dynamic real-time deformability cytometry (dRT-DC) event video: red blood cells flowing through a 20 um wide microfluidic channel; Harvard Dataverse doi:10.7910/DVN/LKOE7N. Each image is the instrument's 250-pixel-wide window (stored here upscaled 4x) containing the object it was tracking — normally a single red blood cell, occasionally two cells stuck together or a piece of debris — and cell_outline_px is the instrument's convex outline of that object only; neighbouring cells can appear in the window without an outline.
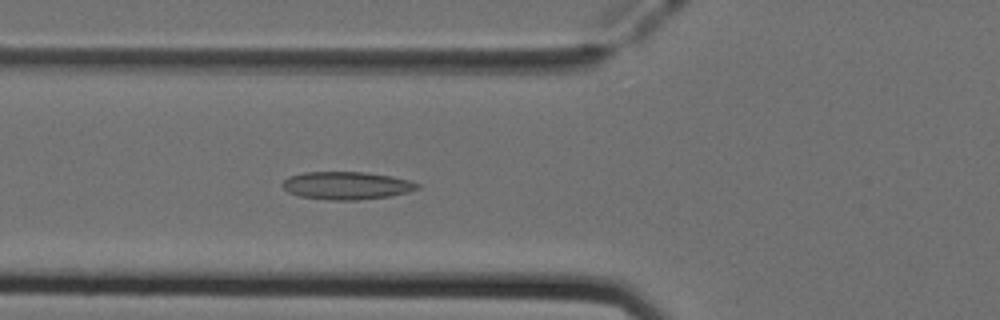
{"species": "Egyptian fruit bat (a non-hibernating species)", "species_latin": "Rousettus aegyptiacus", "temperature_condition": "cold", "stored_images_in_passage": 38, "camera_frame_rate_fps": 3000, "um_per_image_px": 0.085, "animal": {"sex": "female"}, "frame": {"image": 1, "passage_image": 6, "time_ms": 1.667, "image_size_px": [1000, 320], "cell_outline_px": [[420, 188], [408, 192], [388, 196], [356, 200], [332, 200], [300, 196], [288, 192], [280, 184], [288, 176], [304, 172], [364, 172], [392, 176], [408, 180], [420, 184]], "centroid_in_image_um": [29.45, 15.76], "position_along_channel_um": 96.4, "area_um2": 21.79}}
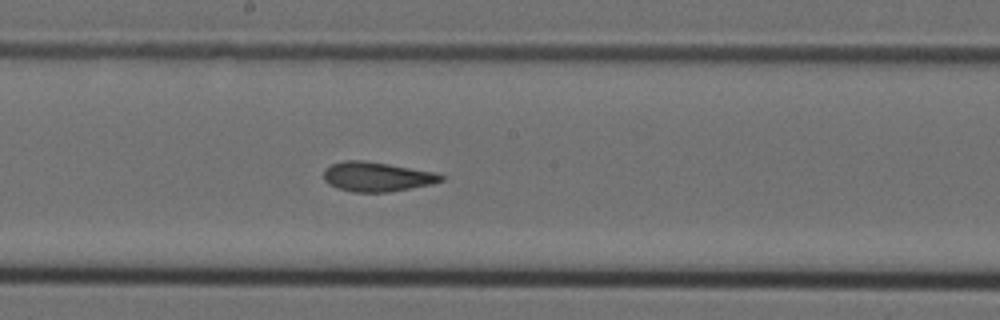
{"frame": {"image": 2, "passage_image": 15, "time_ms": 4.667, "image_size_px": [1000, 320], "cell_outline_px": [[444, 180], [432, 184], [388, 192], [352, 192], [336, 188], [328, 184], [324, 180], [324, 168], [332, 164], [344, 160], [364, 160], [388, 164], [432, 172], [444, 176]], "centroid_in_image_um": [31.98, 15.02], "position_along_channel_um": 216.2, "area_um2": 20.11}}
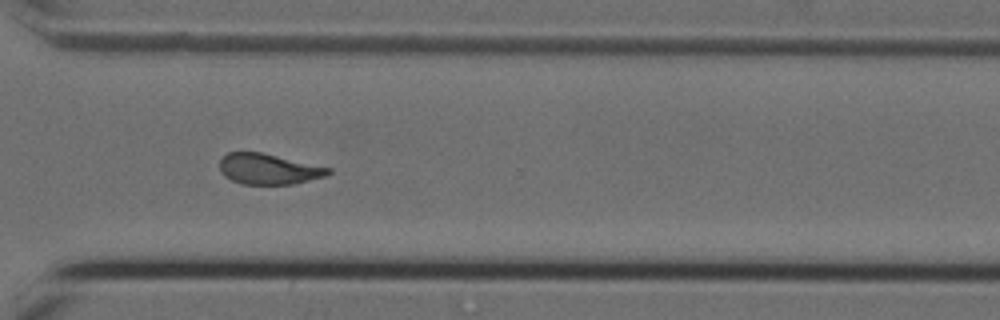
{"frame": {"image": 3, "passage_image": 25, "time_ms": 8.0, "image_size_px": [1000, 320], "cell_outline_px": [[332, 172], [324, 176], [292, 184], [240, 184], [224, 176], [220, 172], [220, 160], [228, 152], [260, 152], [332, 168]], "centroid_in_image_um": [22.8, 14.37], "position_along_channel_um": 347.8, "area_um2": 19.25}, "authors_computed_cell_mechanics": {"area_um2": 19.9699, "velocity_mm_per_s": 3.9692, "shape_relaxation_time_tau1_ms": null, "shape_relaxation_time_tau2_ms": 1.5136, "deformation_change_tau1": null, "deformation_change_tau2": 0.0828}}